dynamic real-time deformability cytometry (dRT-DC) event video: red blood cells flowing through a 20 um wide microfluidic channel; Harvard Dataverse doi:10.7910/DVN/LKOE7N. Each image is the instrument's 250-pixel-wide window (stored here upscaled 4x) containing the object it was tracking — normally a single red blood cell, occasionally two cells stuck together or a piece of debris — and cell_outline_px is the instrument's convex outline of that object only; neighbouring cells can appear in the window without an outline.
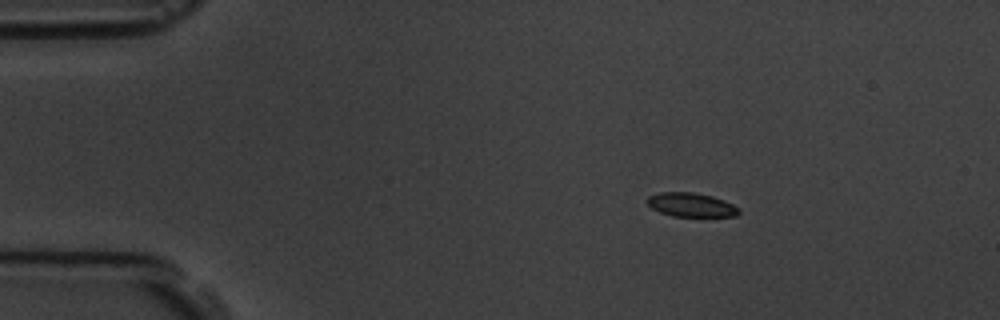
{"species": "common noctule bat (a hibernating species)", "species_latin": "Nyctalus noctula", "temperature_condition": "room temperature", "stored_images_in_passage": 7, "camera_frame_rate_fps": 3000, "um_per_image_px": 0.085, "animal": {"sex": "male", "body_mass_g": 19.5, "forearm_length_mm": 54.6}, "frame": {"image": 1, "passage_image": 1, "time_ms": 0.0, "image_size_px": [1000, 320], "cell_outline_px": [[740, 212], [736, 216], [672, 216], [660, 212], [652, 208], [648, 204], [648, 196], [660, 192], [692, 192], [712, 196], [724, 200], [740, 208]], "centroid_in_image_um": [58.76, 17.41], "position_along_channel_um": 26.2, "area_um2": 12.72}}
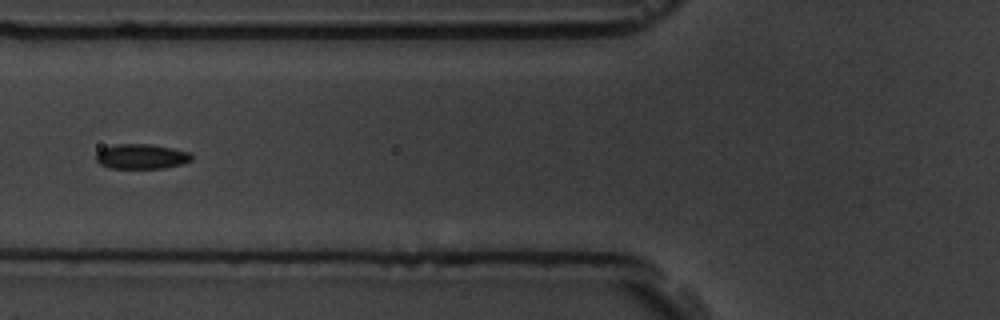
{"frame": {"image": 2, "passage_image": 5, "time_ms": 4.333, "image_size_px": [1000, 320], "cell_outline_px": [[192, 160], [180, 164], [164, 168], [108, 168], [100, 164], [96, 160], [96, 152], [100, 148], [116, 144], [152, 144], [192, 152]], "centroid_in_image_um": [12.0, 13.29], "position_along_channel_um": 113.8, "area_um2": 14.05}}
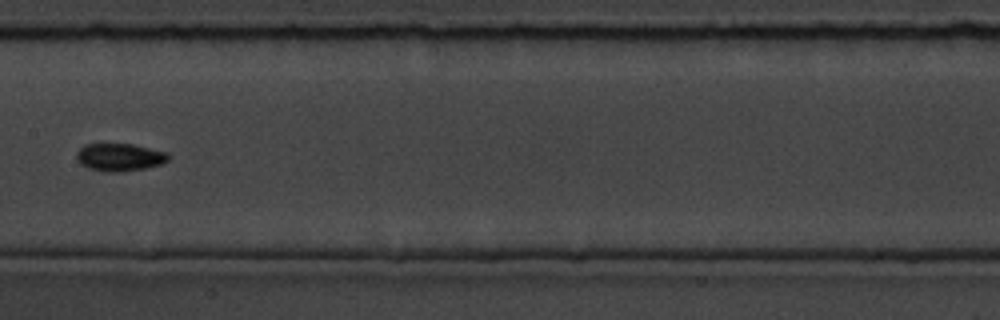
{"frame": {"image": 3, "passage_image": 7, "time_ms": 6.667, "image_size_px": [1000, 320], "cell_outline_px": [[168, 160], [160, 164], [144, 168], [120, 172], [108, 172], [88, 168], [80, 164], [76, 156], [76, 152], [84, 144], [132, 144], [168, 152]], "centroid_in_image_um": [10.14, 13.36], "position_along_channel_um": 197.3, "area_um2": 14.74}}